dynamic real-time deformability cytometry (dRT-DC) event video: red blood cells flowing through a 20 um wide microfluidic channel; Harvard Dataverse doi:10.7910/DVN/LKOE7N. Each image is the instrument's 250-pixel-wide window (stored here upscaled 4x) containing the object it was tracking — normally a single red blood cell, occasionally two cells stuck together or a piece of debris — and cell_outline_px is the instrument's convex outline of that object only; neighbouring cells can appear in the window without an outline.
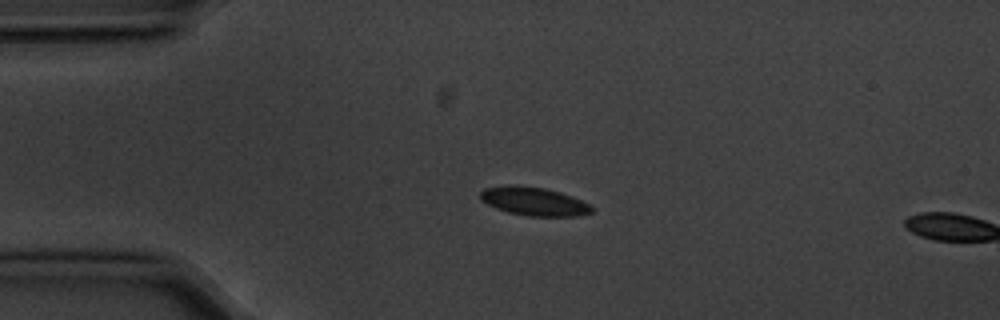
{"species": "common noctule bat (a hibernating species)", "species_latin": "Nyctalus noctula", "temperature_condition": "cold", "stored_images_in_passage": 4, "camera_frame_rate_fps": 3000, "um_per_image_px": 0.085, "animal": {"sex": "male", "body_mass_g": 20.1, "forearm_length_mm": 53.5}, "frame": {"image": 1, "passage_image": 3, "time_ms": 0.667, "image_size_px": [1000, 320], "cell_outline_px": [[596, 208], [592, 212], [576, 216], [528, 216], [508, 212], [496, 208], [480, 200], [480, 192], [484, 188], [508, 184], [512, 184], [544, 188], [560, 192], [580, 200]], "centroid_in_image_um": [45.36, 17.11], "position_along_channel_um": 39.6, "area_um2": 18.5}}